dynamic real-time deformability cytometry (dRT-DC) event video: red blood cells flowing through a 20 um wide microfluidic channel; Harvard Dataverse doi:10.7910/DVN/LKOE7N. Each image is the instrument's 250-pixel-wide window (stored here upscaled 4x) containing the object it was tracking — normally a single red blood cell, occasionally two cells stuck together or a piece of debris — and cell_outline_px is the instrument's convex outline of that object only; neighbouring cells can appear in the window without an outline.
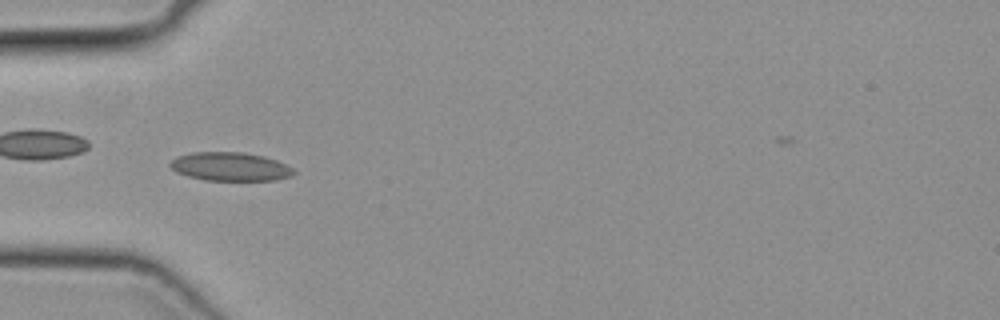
{"species": "common noctule bat (a hibernating species)", "species_latin": "Nyctalus noctula", "temperature_condition": "cold", "stored_images_in_passage": 40, "camera_frame_rate_fps": 3000, "um_per_image_px": 0.085, "animal": {"sex": "female", "body_mass_g": 19.3, "forearm_length_mm": 54.1}, "frame": {"image": 1, "passage_image": 7, "time_ms": 2.0, "image_size_px": [1000, 320], "cell_outline_px": [[296, 172], [292, 176], [276, 180], [204, 180], [188, 176], [176, 172], [168, 164], [176, 156], [192, 152], [240, 152], [264, 156], [276, 160], [292, 168]], "centroid_in_image_um": [19.55, 14.16], "position_along_channel_um": 65.4, "area_um2": 20.58}}
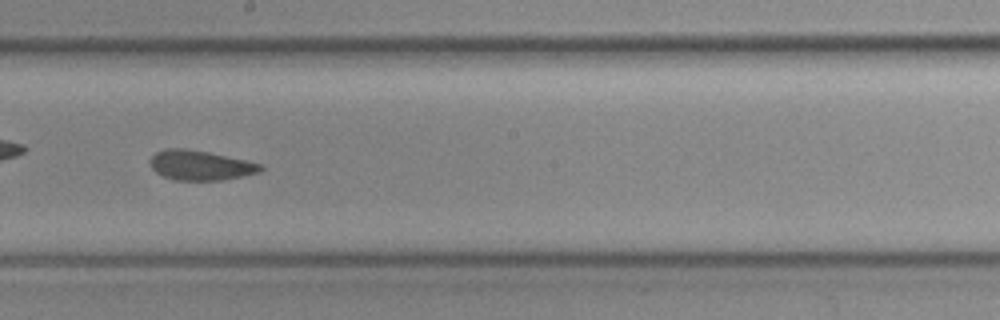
{"frame": {"image": 2, "passage_image": 19, "time_ms": 6.0, "image_size_px": [1000, 320], "cell_outline_px": [[264, 168], [260, 172], [220, 180], [176, 180], [164, 176], [156, 172], [152, 168], [148, 160], [156, 152], [168, 148], [184, 148], [208, 152], [244, 160], [260, 164]], "centroid_in_image_um": [16.99, 14.04], "position_along_channel_um": 231.2, "area_um2": 18.9}}
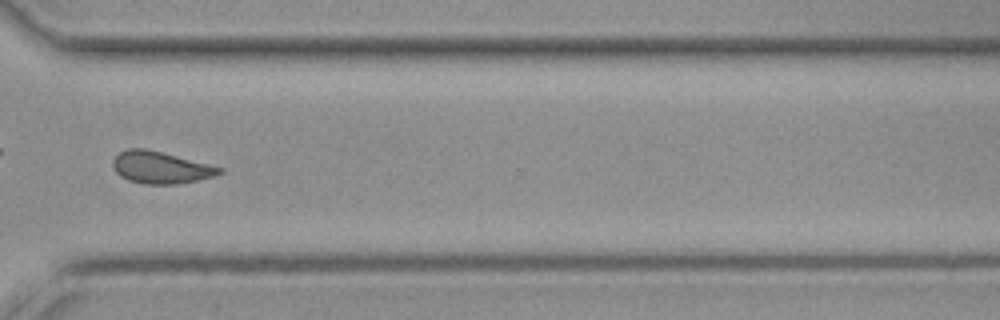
{"frame": {"image": 3, "passage_image": 28, "time_ms": 9.0, "image_size_px": [1000, 320], "cell_outline_px": [[224, 172], [216, 176], [176, 184], [144, 184], [128, 180], [120, 176], [116, 172], [112, 164], [112, 160], [120, 152], [128, 148], [144, 148], [224, 168]], "centroid_in_image_um": [13.64, 14.24], "position_along_channel_um": 357.0, "area_um2": 19.71}}